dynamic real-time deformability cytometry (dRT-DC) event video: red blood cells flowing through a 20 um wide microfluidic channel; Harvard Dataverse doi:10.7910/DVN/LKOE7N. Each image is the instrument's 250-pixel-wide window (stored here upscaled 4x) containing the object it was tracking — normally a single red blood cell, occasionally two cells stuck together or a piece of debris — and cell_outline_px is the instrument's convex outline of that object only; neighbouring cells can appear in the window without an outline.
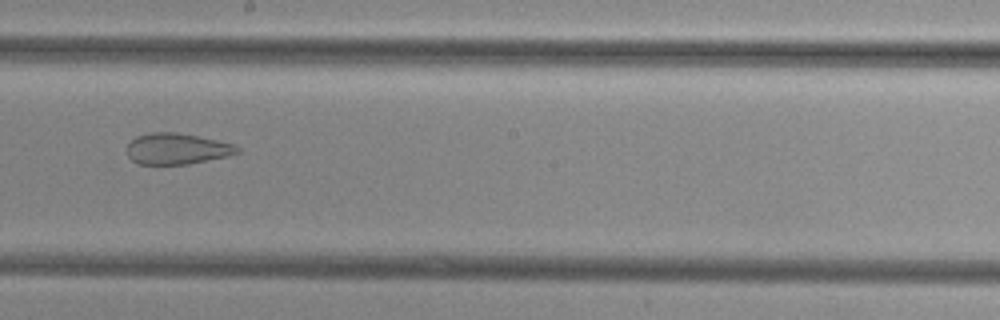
{"species": "common noctule bat (a hibernating species)", "species_latin": "Nyctalus noctula", "temperature_condition": "cold", "stored_images_in_passage": 29, "camera_frame_rate_fps": 3000, "um_per_image_px": 0.085, "animal": {"sex": "female", "body_mass_g": 29.2, "forearm_length_mm": 56.3}, "frame": {"image": 1, "passage_image": 28, "time_ms": 9.0, "image_size_px": [1000, 320], "cell_outline_px": [[240, 152], [228, 156], [188, 164], [136, 164], [128, 156], [128, 144], [136, 136], [152, 132], [176, 132], [236, 144], [240, 148]], "centroid_in_image_um": [15.05, 12.65], "position_along_channel_um": 233.1, "area_um2": 19.94}}